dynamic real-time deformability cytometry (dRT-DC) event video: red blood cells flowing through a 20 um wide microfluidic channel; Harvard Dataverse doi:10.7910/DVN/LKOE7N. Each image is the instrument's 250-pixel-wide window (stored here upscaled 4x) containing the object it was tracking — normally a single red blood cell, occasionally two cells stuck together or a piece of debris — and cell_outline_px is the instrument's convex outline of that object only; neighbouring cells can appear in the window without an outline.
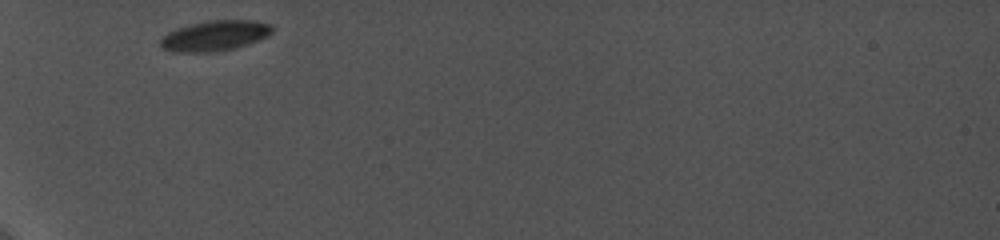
{"species": "common noctule bat (a hibernating species)", "species_latin": "Nyctalus noctula", "temperature_condition": "cold", "stored_images_in_passage": 30, "camera_frame_rate_fps": 5000, "um_per_image_px": 0.085, "animal": {"sex": "female", "body_mass_g": 19.0, "forearm_length_mm": 56.7}, "frame": {"image": 1, "passage_image": 1, "time_ms": 0.0, "image_size_px": [1000, 240], "cell_outline_px": [[272, 32], [268, 36], [260, 40], [248, 44], [216, 52], [172, 52], [164, 48], [160, 44], [160, 40], [168, 32], [176, 28], [208, 20], [256, 20], [272, 24]], "centroid_in_image_um": [18.29, 3.03], "position_along_channel_um": 66.7, "area_um2": 19.83}}
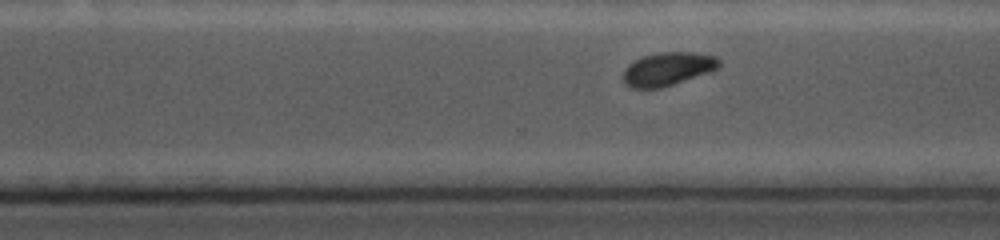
{"frame": {"image": 2, "passage_image": 21, "time_ms": 7.0, "image_size_px": [1000, 240], "cell_outline_px": [[720, 68], [660, 88], [628, 88], [624, 84], [620, 76], [624, 68], [628, 64], [644, 56], [660, 52], [692, 52], [716, 56], [720, 60]], "centroid_in_image_um": [56.7, 5.86], "position_along_channel_um": 313.9, "area_um2": 18.73}}
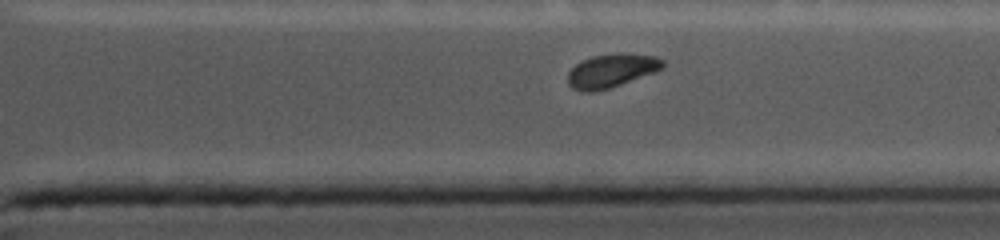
{"frame": {"image": 3, "passage_image": 24, "time_ms": 8.2, "image_size_px": [1000, 240], "cell_outline_px": [[664, 68], [656, 72], [596, 92], [580, 92], [572, 88], [568, 84], [568, 72], [576, 64], [592, 56], [656, 56], [664, 60]], "centroid_in_image_um": [51.94, 6.07], "position_along_channel_um": 359.5, "area_um2": 17.8}}